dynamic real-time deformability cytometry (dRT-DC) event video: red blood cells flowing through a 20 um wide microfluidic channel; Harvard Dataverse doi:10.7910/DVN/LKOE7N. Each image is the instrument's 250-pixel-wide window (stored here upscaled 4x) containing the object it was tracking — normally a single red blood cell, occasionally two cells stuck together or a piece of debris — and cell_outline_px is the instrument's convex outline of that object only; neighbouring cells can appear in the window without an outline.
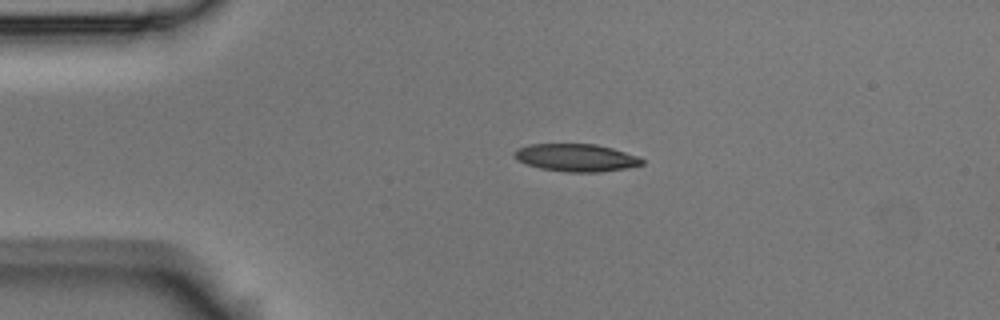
{"species": "Egyptian fruit bat (a non-hibernating species)", "species_latin": "Rousettus aegyptiacus", "temperature_condition": "room temperature", "stored_images_in_passage": 4, "camera_frame_rate_fps": 3000, "um_per_image_px": 0.085, "animal": {"sex": "male"}, "frame": {"image": 1, "passage_image": 3, "time_ms": 0.667, "image_size_px": [1000, 320], "cell_outline_px": [[644, 164], [628, 168], [600, 172], [568, 172], [540, 168], [528, 164], [512, 156], [512, 152], [516, 148], [528, 144], [596, 144], [612, 148], [640, 156], [644, 160]], "centroid_in_image_um": [48.99, 13.39], "position_along_channel_um": 36.0, "area_um2": 20.69}}